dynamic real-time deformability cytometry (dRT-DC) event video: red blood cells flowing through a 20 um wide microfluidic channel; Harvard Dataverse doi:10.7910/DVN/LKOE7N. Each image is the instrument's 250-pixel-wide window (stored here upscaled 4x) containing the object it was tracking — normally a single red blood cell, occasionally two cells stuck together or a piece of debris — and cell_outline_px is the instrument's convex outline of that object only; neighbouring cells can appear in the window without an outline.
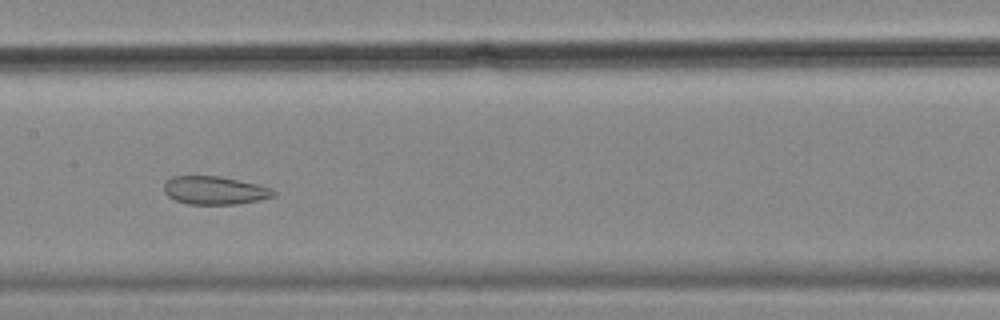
{"species": "common noctule bat (a hibernating species)", "species_latin": "Nyctalus noctula", "temperature_condition": "cold", "stored_images_in_passage": 49, "camera_frame_rate_fps": 3000, "um_per_image_px": 0.085, "animal": {"sex": "female", "body_mass_g": 18.4}, "frame": {"image": 1, "passage_image": 21, "time_ms": 6.667, "image_size_px": [1000, 320], "cell_outline_px": [[276, 196], [260, 200], [236, 204], [188, 204], [176, 200], [168, 196], [164, 192], [164, 184], [172, 176], [220, 176], [256, 184], [272, 188], [276, 192]], "centroid_in_image_um": [18.27, 16.18], "position_along_channel_um": 189.1, "area_um2": 17.98}}
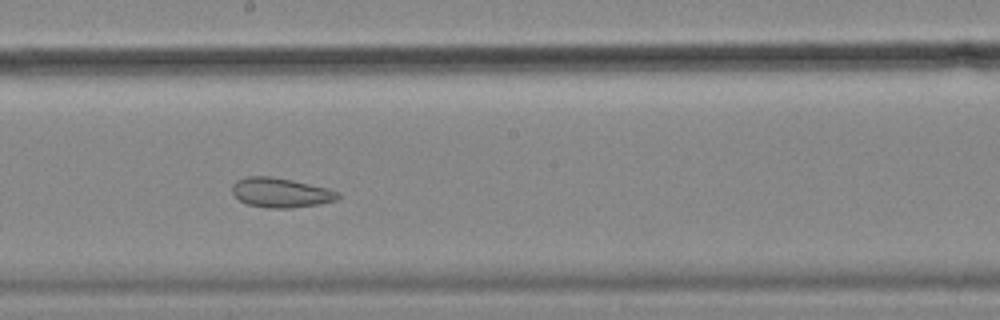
{"frame": {"image": 2, "passage_image": 24, "time_ms": 7.667, "image_size_px": [1000, 320], "cell_outline_px": [[340, 196], [336, 200], [316, 204], [292, 208], [268, 208], [248, 204], [240, 200], [232, 192], [232, 184], [236, 180], [244, 176], [268, 176], [292, 180], [328, 188], [340, 192]], "centroid_in_image_um": [23.85, 16.36], "position_along_channel_um": 224.4, "area_um2": 18.21}}
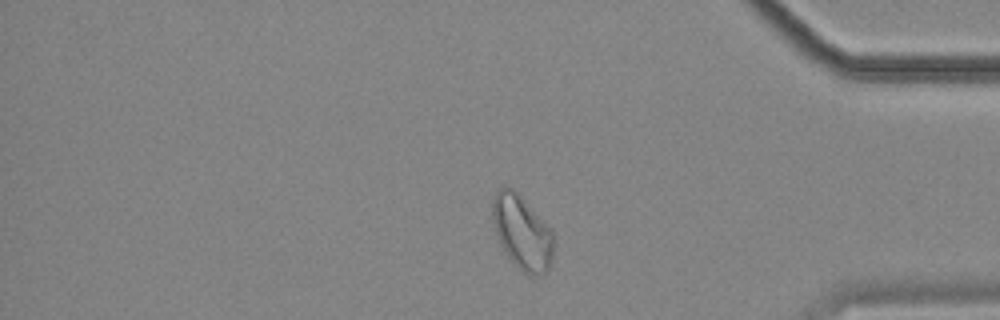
{"frame": {"image": 3, "passage_image": 40, "time_ms": 13.0, "image_size_px": [1000, 320], "cell_outline_px": [[556, 236], [552, 264], [544, 272], [524, 272], [508, 256], [500, 244], [492, 220], [492, 196], [500, 188], [512, 188], [552, 228]], "centroid_in_image_um": [44.41, 19.71], "position_along_channel_um": 390.8, "area_um2": 26.18}, "authors_computed_cell_mechanics": {"area_um2": 24.1026, "velocity_mm_per_s": 3.5325, "shape_relaxation_time_tau1_ms": null, "shape_relaxation_time_tau2_ms": 1.7337, "deformation_change_tau1": null, "deformation_change_tau2": 0.0803}}